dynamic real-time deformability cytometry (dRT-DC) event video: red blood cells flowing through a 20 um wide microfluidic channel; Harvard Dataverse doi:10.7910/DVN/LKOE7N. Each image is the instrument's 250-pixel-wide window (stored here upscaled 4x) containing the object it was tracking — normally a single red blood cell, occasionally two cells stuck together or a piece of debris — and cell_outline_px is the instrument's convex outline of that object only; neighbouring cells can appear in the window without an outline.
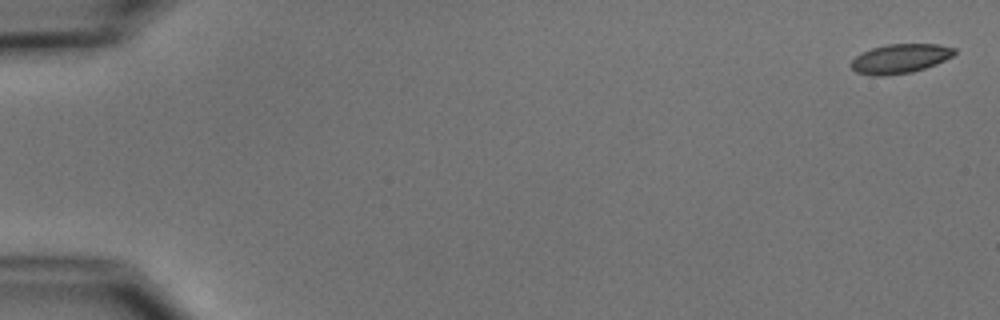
{"species": "common noctule bat (a hibernating species)", "species_latin": "Nyctalus noctula", "temperature_condition": "cold", "stored_images_in_passage": 10, "camera_frame_rate_fps": 3000, "um_per_image_px": 0.085, "animal": {"sex": "male", "body_mass_g": 15.6}, "frame": {"image": 1, "passage_image": 1, "time_ms": 0.0, "image_size_px": [1000, 320], "cell_outline_px": [[956, 52], [952, 56], [936, 64], [912, 72], [884, 76], [872, 76], [856, 72], [852, 68], [852, 60], [856, 56], [872, 48], [888, 44], [940, 44], [956, 48]], "centroid_in_image_um": [76.53, 4.98], "position_along_channel_um": 8.5, "area_um2": 17.57}}